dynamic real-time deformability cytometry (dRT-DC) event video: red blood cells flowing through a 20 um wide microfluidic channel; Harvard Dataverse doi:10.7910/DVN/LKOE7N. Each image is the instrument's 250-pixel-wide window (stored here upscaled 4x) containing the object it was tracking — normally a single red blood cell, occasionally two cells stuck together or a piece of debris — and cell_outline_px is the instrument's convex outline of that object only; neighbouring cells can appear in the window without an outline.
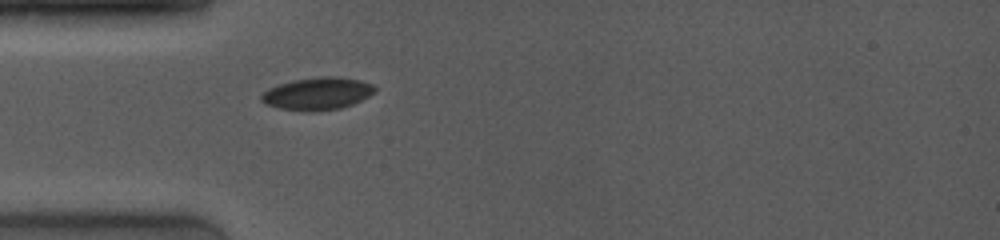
{"species": "common noctule bat (a hibernating species)", "species_latin": "Nyctalus noctula", "temperature_condition": "room temperature", "stored_images_in_passage": 1, "camera_frame_rate_fps": 4000, "um_per_image_px": 0.085, "animal": {"sex": "female", "body_mass_g": 19.0, "forearm_length_mm": 53.3}, "frame": {"image": 1, "passage_image": 1, "time_ms": 0.0, "image_size_px": [1000, 240], "cell_outline_px": [[376, 92], [352, 104], [340, 108], [312, 112], [280, 108], [268, 104], [260, 100], [260, 96], [268, 88], [280, 84], [296, 80], [320, 76], [336, 76], [360, 80], [372, 84], [376, 88]], "centroid_in_image_um": [27.0, 7.95], "position_along_channel_um": 58.0, "area_um2": 21.27}}